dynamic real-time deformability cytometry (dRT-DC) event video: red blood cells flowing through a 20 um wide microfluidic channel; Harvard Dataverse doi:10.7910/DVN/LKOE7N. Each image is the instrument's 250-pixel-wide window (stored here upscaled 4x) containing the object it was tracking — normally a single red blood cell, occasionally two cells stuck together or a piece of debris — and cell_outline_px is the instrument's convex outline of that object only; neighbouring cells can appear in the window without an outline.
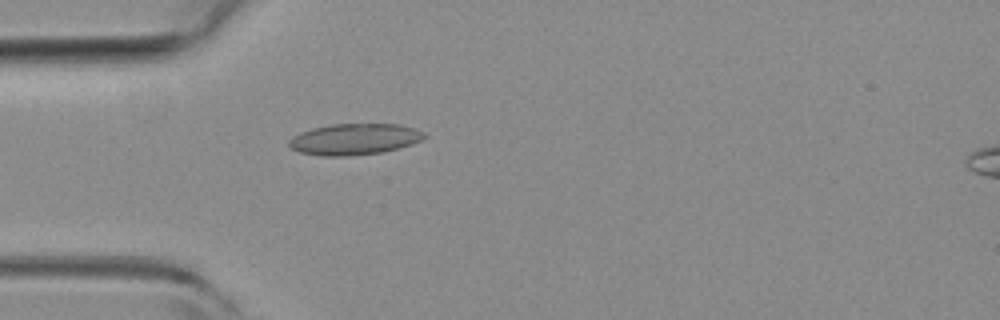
{"species": "common noctule bat (a hibernating species)", "species_latin": "Nyctalus noctula", "temperature_condition": "room temperature", "stored_images_in_passage": 52, "camera_frame_rate_fps": 3000, "um_per_image_px": 0.085, "animal": {"sex": "female", "body_mass_g": 19.3, "forearm_length_mm": 54.1}, "frame": {"image": 1, "passage_image": 15, "time_ms": 4.667, "image_size_px": [1000, 320], "cell_outline_px": [[428, 136], [412, 144], [400, 148], [380, 152], [348, 156], [320, 156], [300, 152], [292, 148], [288, 144], [288, 140], [292, 136], [300, 132], [312, 128], [332, 124], [400, 124], [416, 128], [424, 132]], "centroid_in_image_um": [30.13, 11.82], "position_along_channel_um": 54.9, "area_um2": 24.74}}
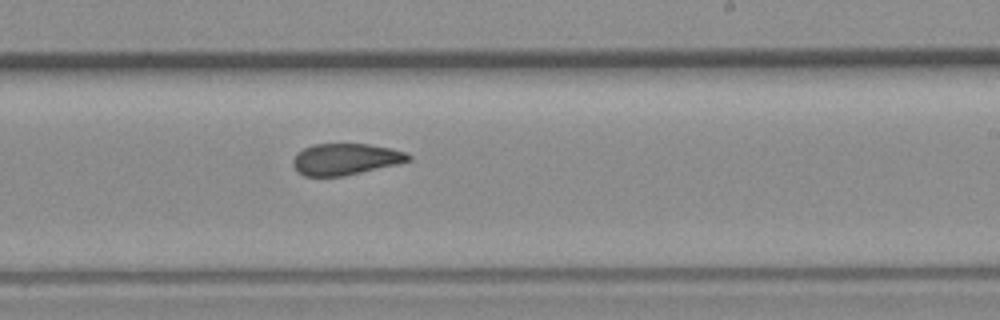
{"frame": {"image": 2, "passage_image": 31, "time_ms": 10.0, "image_size_px": [1000, 320], "cell_outline_px": [[412, 160], [396, 164], [344, 176], [304, 176], [292, 164], [292, 160], [304, 148], [312, 144], [368, 144], [408, 152], [412, 156]], "centroid_in_image_um": [29.4, 13.52], "position_along_channel_um": 259.6, "area_um2": 20.92}}
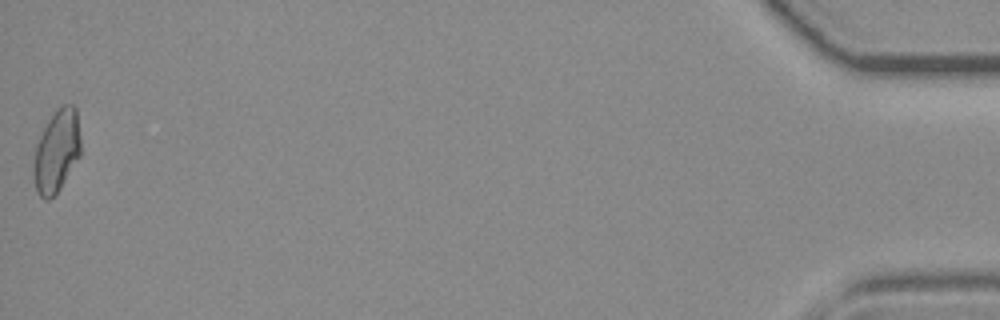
{"frame": {"image": 3, "passage_image": 52, "time_ms": 17.0, "image_size_px": [1000, 320], "cell_outline_px": [[80, 156], [60, 188], [48, 200], [44, 200], [36, 192], [32, 172], [32, 164], [36, 144], [48, 120], [56, 108], [60, 104], [72, 104], [76, 108], [80, 136]], "centroid_in_image_um": [4.79, 12.84], "position_along_channel_um": 430.4, "area_um2": 22.89}, "authors_computed_cell_mechanics": {"area_um2": 22.2241, "velocity_mm_per_s": 3.9379, "shape_relaxation_time_tau1_ms": null, "shape_relaxation_time_tau2_ms": 2.713, "deformation_change_tau1": null, "deformation_change_tau2": 0.0836}}